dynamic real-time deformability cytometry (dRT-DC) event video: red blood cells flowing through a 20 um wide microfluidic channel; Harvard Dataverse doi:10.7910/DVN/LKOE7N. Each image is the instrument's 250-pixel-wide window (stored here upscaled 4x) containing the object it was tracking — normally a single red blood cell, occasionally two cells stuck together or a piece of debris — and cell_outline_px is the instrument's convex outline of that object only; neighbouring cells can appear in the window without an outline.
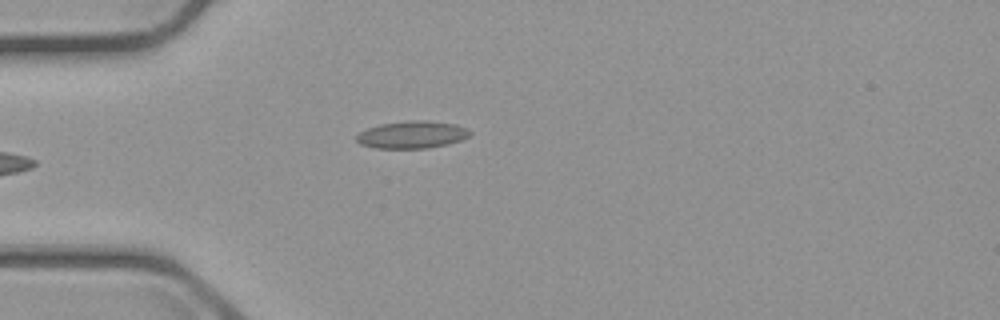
{"species": "common noctule bat (a hibernating species)", "species_latin": "Nyctalus noctula", "temperature_condition": "cold", "stored_images_in_passage": 4, "camera_frame_rate_fps": 3000, "um_per_image_px": 0.085, "animal": {"sex": "male", "body_mass_g": 23.1, "forearm_length_mm": 52.7}, "frame": {"image": 1, "passage_image": 4, "time_ms": 3.333, "image_size_px": [1000, 320], "cell_outline_px": [[472, 136], [448, 144], [428, 148], [376, 148], [360, 144], [356, 140], [356, 136], [360, 132], [368, 128], [380, 124], [412, 120], [424, 120], [452, 124], [468, 128], [472, 132]], "centroid_in_image_um": [35.05, 11.45], "position_along_channel_um": 50.0, "area_um2": 18.03}}